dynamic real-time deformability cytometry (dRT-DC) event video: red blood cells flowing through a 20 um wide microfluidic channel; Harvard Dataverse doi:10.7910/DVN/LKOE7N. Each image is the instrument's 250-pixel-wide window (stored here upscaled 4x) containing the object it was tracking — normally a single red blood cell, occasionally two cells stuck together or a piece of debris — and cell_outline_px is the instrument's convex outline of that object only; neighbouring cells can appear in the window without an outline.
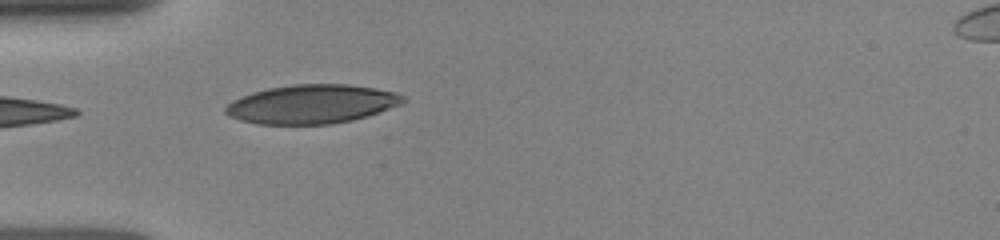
{"species": "human", "species_latin": "Homo sapiens", "temperature_condition": "room temperature", "stored_images_in_passage": 3, "camera_frame_rate_fps": 3000, "um_per_image_px": 0.085, "donor": {"sex": "female"}, "frame": {"image": 1, "passage_image": 1, "time_ms": 0.0, "image_size_px": [1000, 240], "cell_outline_px": [[408, 100], [400, 104], [352, 120], [332, 124], [256, 124], [240, 120], [228, 116], [224, 112], [224, 108], [232, 100], [252, 92], [268, 88], [292, 84], [348, 84], [396, 92], [404, 96]], "centroid_in_image_um": [26.45, 8.85], "position_along_channel_um": 58.6, "area_um2": 40.11}}